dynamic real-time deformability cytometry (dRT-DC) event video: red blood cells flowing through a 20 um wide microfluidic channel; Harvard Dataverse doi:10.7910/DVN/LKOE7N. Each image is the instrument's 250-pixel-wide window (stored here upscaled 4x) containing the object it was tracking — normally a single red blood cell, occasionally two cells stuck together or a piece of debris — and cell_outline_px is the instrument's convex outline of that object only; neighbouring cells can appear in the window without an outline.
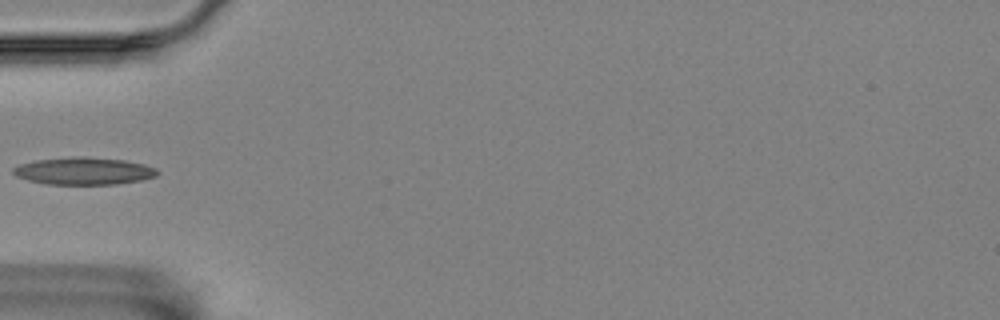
{"species": "Egyptian fruit bat (a non-hibernating species)", "species_latin": "Rousettus aegyptiacus", "temperature_condition": "room temperature", "stored_images_in_passage": 6, "camera_frame_rate_fps": 3000, "um_per_image_px": 0.085, "animal": {"sex": "female"}, "frame": {"image": 1, "passage_image": 6, "time_ms": 1.667, "image_size_px": [1000, 320], "cell_outline_px": [[160, 172], [156, 176], [140, 180], [116, 184], [44, 184], [28, 180], [16, 176], [12, 172], [12, 168], [20, 164], [36, 160], [80, 156], [124, 160], [144, 164], [156, 168]], "centroid_in_image_um": [7.12, 14.54], "position_along_channel_um": 77.9, "area_um2": 22.89}}